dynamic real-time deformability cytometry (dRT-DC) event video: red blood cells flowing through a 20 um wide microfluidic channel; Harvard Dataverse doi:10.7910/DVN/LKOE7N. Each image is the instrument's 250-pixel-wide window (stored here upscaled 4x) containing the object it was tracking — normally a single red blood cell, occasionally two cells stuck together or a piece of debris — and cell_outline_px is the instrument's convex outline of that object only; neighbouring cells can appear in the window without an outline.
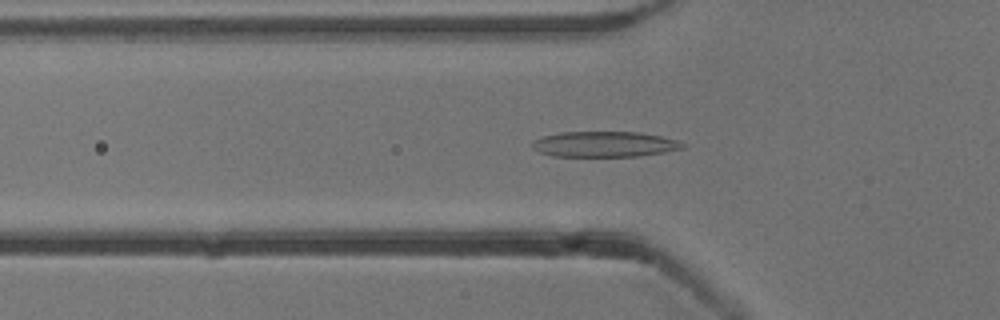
{"species": "common noctule bat (a hibernating species)", "species_latin": "Nyctalus noctula", "temperature_condition": "cold", "stored_images_in_passage": 38, "camera_frame_rate_fps": 3000, "um_per_image_px": 0.085, "animal": {"sex": "male", "body_mass_g": 13.3}, "frame": {"image": 1, "passage_image": 3, "time_ms": 0.667, "image_size_px": [1000, 320], "cell_outline_px": [[688, 144], [684, 148], [664, 152], [640, 156], [552, 156], [540, 152], [532, 148], [532, 140], [544, 136], [560, 132], [640, 132], [660, 136], [676, 140]], "centroid_in_image_um": [51.39, 12.26], "position_along_channel_um": 74.4, "area_um2": 22.43}}
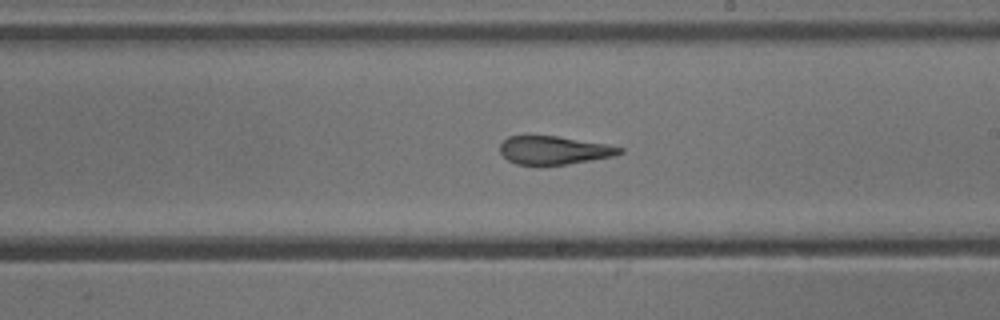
{"frame": {"image": 2, "passage_image": 16, "time_ms": 5.0, "image_size_px": [1000, 320], "cell_outline_px": [[624, 152], [616, 156], [568, 164], [516, 164], [508, 160], [500, 152], [500, 144], [508, 136], [556, 136], [604, 144], [624, 148]], "centroid_in_image_um": [47.11, 12.77], "position_along_channel_um": 241.9, "area_um2": 19.48}}
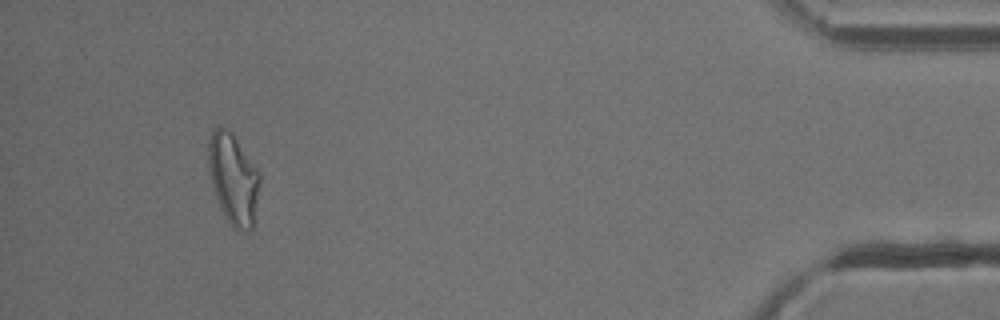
{"frame": {"image": 3, "passage_image": 35, "time_ms": 11.333, "image_size_px": [1000, 320], "cell_outline_px": [[260, 180], [252, 232], [244, 236], [236, 232], [232, 228], [216, 196], [212, 184], [208, 168], [208, 140], [212, 132], [216, 128], [228, 128], [232, 132], [260, 172]], "centroid_in_image_um": [19.85, 15.26], "position_along_channel_um": 415.3, "area_um2": 27.4}, "authors_computed_cell_mechanics": {"area_um2": 21.6172, "velocity_mm_per_s": 3.842, "shape_relaxation_time_tau1_ms": 7.4694, "shape_relaxation_time_tau2_ms": 1.8392, "deformation_change_tau1": 0.2315, "deformation_change_tau2": 0.1267}}